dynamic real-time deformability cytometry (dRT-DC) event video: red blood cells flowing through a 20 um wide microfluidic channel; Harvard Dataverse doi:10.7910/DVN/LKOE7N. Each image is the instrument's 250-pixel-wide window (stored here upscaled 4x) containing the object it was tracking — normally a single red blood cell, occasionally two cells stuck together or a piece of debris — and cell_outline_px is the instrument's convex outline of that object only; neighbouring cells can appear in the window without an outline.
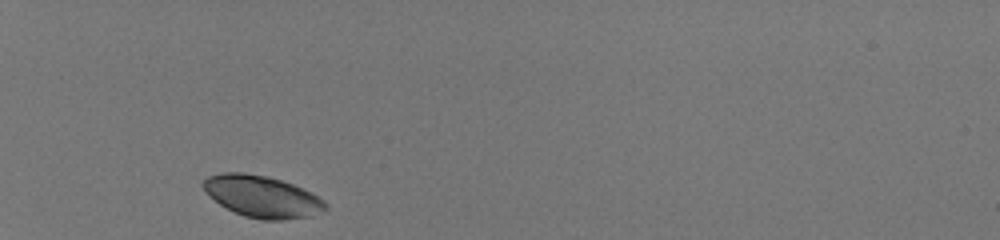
{"species": "human", "species_latin": "Homo sapiens", "temperature_condition": "room temperature", "stored_images_in_passage": 29, "camera_frame_rate_fps": 3000, "um_per_image_px": 0.085, "donor": {"sex": "male"}, "frame": {"image": 1, "passage_image": 1, "time_ms": 0.0, "image_size_px": [1000, 240], "cell_outline_px": [[328, 208], [312, 216], [284, 220], [260, 220], [244, 216], [220, 204], [200, 184], [208, 176], [220, 172], [244, 172], [268, 176], [292, 184], [312, 192], [324, 200], [328, 204]], "centroid_in_image_um": [22.32, 16.7], "position_along_channel_um": 62.7, "area_um2": 29.71}}
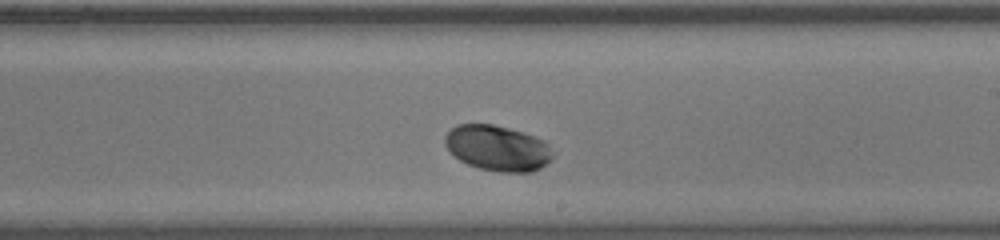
{"frame": {"image": 2, "passage_image": 17, "time_ms": 5.333, "image_size_px": [1000, 240], "cell_outline_px": [[556, 152], [552, 160], [540, 168], [532, 172], [500, 172], [480, 168], [468, 164], [460, 160], [444, 144], [444, 136], [456, 124], [492, 124], [508, 128], [544, 140]], "centroid_in_image_um": [42.33, 12.59], "position_along_channel_um": 246.7, "area_um2": 28.61}}
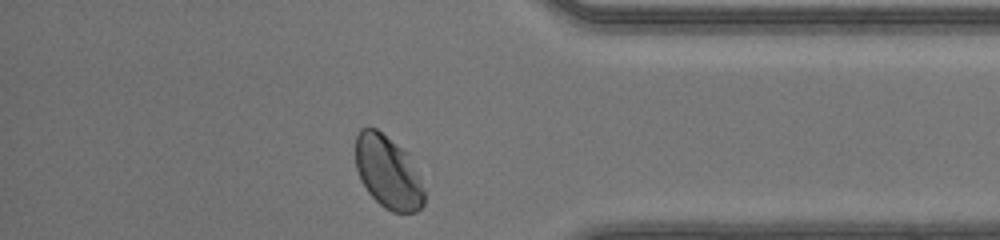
{"frame": {"image": 3, "passage_image": 29, "time_ms": 9.333, "image_size_px": [1000, 240], "cell_outline_px": [[424, 204], [416, 212], [392, 212], [384, 208], [368, 192], [360, 180], [356, 168], [356, 136], [360, 128], [376, 128], [408, 152], [424, 192]], "centroid_in_image_um": [32.96, 14.63], "position_along_channel_um": 402.2, "area_um2": 28.96}, "authors_computed_cell_mechanics": {"area_um2": 29.0156, "velocity_mm_per_s": 4.0562, "shape_relaxation_time_tau1_ms": 1.444, "shape_relaxation_time_tau2_ms": null, "deformation_change_tau1": 0.1089, "deformation_change_tau2": null}}